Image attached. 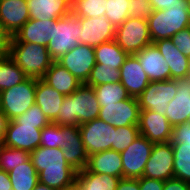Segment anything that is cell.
I'll return each mask as SVG.
<instances>
[{"label": "cell", "instance_id": "277c9868", "mask_svg": "<svg viewBox=\"0 0 190 190\" xmlns=\"http://www.w3.org/2000/svg\"><path fill=\"white\" fill-rule=\"evenodd\" d=\"M147 21L153 43L169 39L178 31L190 26L188 4H175L169 9L154 10Z\"/></svg>", "mask_w": 190, "mask_h": 190}, {"label": "cell", "instance_id": "e575fe53", "mask_svg": "<svg viewBox=\"0 0 190 190\" xmlns=\"http://www.w3.org/2000/svg\"><path fill=\"white\" fill-rule=\"evenodd\" d=\"M29 159L30 152L7 147L0 143V170L10 172L16 166L27 162Z\"/></svg>", "mask_w": 190, "mask_h": 190}, {"label": "cell", "instance_id": "f907efd6", "mask_svg": "<svg viewBox=\"0 0 190 190\" xmlns=\"http://www.w3.org/2000/svg\"><path fill=\"white\" fill-rule=\"evenodd\" d=\"M9 121V118L2 111H0V143L4 138Z\"/></svg>", "mask_w": 190, "mask_h": 190}, {"label": "cell", "instance_id": "5bb4252c", "mask_svg": "<svg viewBox=\"0 0 190 190\" xmlns=\"http://www.w3.org/2000/svg\"><path fill=\"white\" fill-rule=\"evenodd\" d=\"M61 148L68 165L77 172L85 169L88 154L78 126L61 125Z\"/></svg>", "mask_w": 190, "mask_h": 190}, {"label": "cell", "instance_id": "816d5d0a", "mask_svg": "<svg viewBox=\"0 0 190 190\" xmlns=\"http://www.w3.org/2000/svg\"><path fill=\"white\" fill-rule=\"evenodd\" d=\"M33 190H54L51 187H48L47 185L38 183Z\"/></svg>", "mask_w": 190, "mask_h": 190}, {"label": "cell", "instance_id": "e0dca14e", "mask_svg": "<svg viewBox=\"0 0 190 190\" xmlns=\"http://www.w3.org/2000/svg\"><path fill=\"white\" fill-rule=\"evenodd\" d=\"M41 131L36 125H20L15 120H10L1 144L32 152L40 146Z\"/></svg>", "mask_w": 190, "mask_h": 190}, {"label": "cell", "instance_id": "484cf974", "mask_svg": "<svg viewBox=\"0 0 190 190\" xmlns=\"http://www.w3.org/2000/svg\"><path fill=\"white\" fill-rule=\"evenodd\" d=\"M64 98V95L49 86L42 79H37L35 104L40 107L51 123L58 116Z\"/></svg>", "mask_w": 190, "mask_h": 190}, {"label": "cell", "instance_id": "ffe728a7", "mask_svg": "<svg viewBox=\"0 0 190 190\" xmlns=\"http://www.w3.org/2000/svg\"><path fill=\"white\" fill-rule=\"evenodd\" d=\"M29 19L27 0H0V24L12 37Z\"/></svg>", "mask_w": 190, "mask_h": 190}, {"label": "cell", "instance_id": "b9f144b4", "mask_svg": "<svg viewBox=\"0 0 190 190\" xmlns=\"http://www.w3.org/2000/svg\"><path fill=\"white\" fill-rule=\"evenodd\" d=\"M170 39L183 55L190 58V26L178 31Z\"/></svg>", "mask_w": 190, "mask_h": 190}, {"label": "cell", "instance_id": "8992f818", "mask_svg": "<svg viewBox=\"0 0 190 190\" xmlns=\"http://www.w3.org/2000/svg\"><path fill=\"white\" fill-rule=\"evenodd\" d=\"M37 78L28 77L10 89L0 92L1 111L9 118L15 120L35 104Z\"/></svg>", "mask_w": 190, "mask_h": 190}, {"label": "cell", "instance_id": "f1b7e54d", "mask_svg": "<svg viewBox=\"0 0 190 190\" xmlns=\"http://www.w3.org/2000/svg\"><path fill=\"white\" fill-rule=\"evenodd\" d=\"M94 52L96 63L101 64V67H113L116 69H120L129 56L115 40L94 47Z\"/></svg>", "mask_w": 190, "mask_h": 190}, {"label": "cell", "instance_id": "836d02e7", "mask_svg": "<svg viewBox=\"0 0 190 190\" xmlns=\"http://www.w3.org/2000/svg\"><path fill=\"white\" fill-rule=\"evenodd\" d=\"M106 0H71V13L78 17L97 18L104 16Z\"/></svg>", "mask_w": 190, "mask_h": 190}, {"label": "cell", "instance_id": "9c48e42d", "mask_svg": "<svg viewBox=\"0 0 190 190\" xmlns=\"http://www.w3.org/2000/svg\"><path fill=\"white\" fill-rule=\"evenodd\" d=\"M177 87L173 79L151 81L147 88L138 96L140 110H152L165 115L168 104L174 99Z\"/></svg>", "mask_w": 190, "mask_h": 190}, {"label": "cell", "instance_id": "7dc6e473", "mask_svg": "<svg viewBox=\"0 0 190 190\" xmlns=\"http://www.w3.org/2000/svg\"><path fill=\"white\" fill-rule=\"evenodd\" d=\"M163 190H188V182L172 178L164 181Z\"/></svg>", "mask_w": 190, "mask_h": 190}, {"label": "cell", "instance_id": "d4e9b609", "mask_svg": "<svg viewBox=\"0 0 190 190\" xmlns=\"http://www.w3.org/2000/svg\"><path fill=\"white\" fill-rule=\"evenodd\" d=\"M31 19L57 20L71 13V0H27Z\"/></svg>", "mask_w": 190, "mask_h": 190}, {"label": "cell", "instance_id": "6da1fadb", "mask_svg": "<svg viewBox=\"0 0 190 190\" xmlns=\"http://www.w3.org/2000/svg\"><path fill=\"white\" fill-rule=\"evenodd\" d=\"M30 159L38 173L39 183L54 190L75 184L77 171L66 162L62 148L39 146L30 152Z\"/></svg>", "mask_w": 190, "mask_h": 190}, {"label": "cell", "instance_id": "f546056e", "mask_svg": "<svg viewBox=\"0 0 190 190\" xmlns=\"http://www.w3.org/2000/svg\"><path fill=\"white\" fill-rule=\"evenodd\" d=\"M12 190H33L39 183L38 173L31 159L8 172Z\"/></svg>", "mask_w": 190, "mask_h": 190}, {"label": "cell", "instance_id": "d6986e66", "mask_svg": "<svg viewBox=\"0 0 190 190\" xmlns=\"http://www.w3.org/2000/svg\"><path fill=\"white\" fill-rule=\"evenodd\" d=\"M120 82L131 97L138 96L151 82L135 55H129L120 68Z\"/></svg>", "mask_w": 190, "mask_h": 190}, {"label": "cell", "instance_id": "f35d334b", "mask_svg": "<svg viewBox=\"0 0 190 190\" xmlns=\"http://www.w3.org/2000/svg\"><path fill=\"white\" fill-rule=\"evenodd\" d=\"M15 121L20 125H36L38 129H43L51 123L37 104L31 106L25 113L17 117Z\"/></svg>", "mask_w": 190, "mask_h": 190}, {"label": "cell", "instance_id": "30bf717a", "mask_svg": "<svg viewBox=\"0 0 190 190\" xmlns=\"http://www.w3.org/2000/svg\"><path fill=\"white\" fill-rule=\"evenodd\" d=\"M154 143L139 135L123 152H121L123 177L141 178L150 157Z\"/></svg>", "mask_w": 190, "mask_h": 190}, {"label": "cell", "instance_id": "681fc988", "mask_svg": "<svg viewBox=\"0 0 190 190\" xmlns=\"http://www.w3.org/2000/svg\"><path fill=\"white\" fill-rule=\"evenodd\" d=\"M0 190H12L8 172L0 170Z\"/></svg>", "mask_w": 190, "mask_h": 190}, {"label": "cell", "instance_id": "4316f807", "mask_svg": "<svg viewBox=\"0 0 190 190\" xmlns=\"http://www.w3.org/2000/svg\"><path fill=\"white\" fill-rule=\"evenodd\" d=\"M41 79L64 96L71 95L83 84L57 61H53Z\"/></svg>", "mask_w": 190, "mask_h": 190}, {"label": "cell", "instance_id": "d590c367", "mask_svg": "<svg viewBox=\"0 0 190 190\" xmlns=\"http://www.w3.org/2000/svg\"><path fill=\"white\" fill-rule=\"evenodd\" d=\"M129 5L130 0H106L104 16L117 27L130 17Z\"/></svg>", "mask_w": 190, "mask_h": 190}, {"label": "cell", "instance_id": "74e56055", "mask_svg": "<svg viewBox=\"0 0 190 190\" xmlns=\"http://www.w3.org/2000/svg\"><path fill=\"white\" fill-rule=\"evenodd\" d=\"M139 135L140 131L138 126H123L116 128L112 149L119 153L123 152Z\"/></svg>", "mask_w": 190, "mask_h": 190}, {"label": "cell", "instance_id": "603a6c76", "mask_svg": "<svg viewBox=\"0 0 190 190\" xmlns=\"http://www.w3.org/2000/svg\"><path fill=\"white\" fill-rule=\"evenodd\" d=\"M57 20L29 19L21 29L11 38V42H30L47 46L52 39V25Z\"/></svg>", "mask_w": 190, "mask_h": 190}, {"label": "cell", "instance_id": "ee69618b", "mask_svg": "<svg viewBox=\"0 0 190 190\" xmlns=\"http://www.w3.org/2000/svg\"><path fill=\"white\" fill-rule=\"evenodd\" d=\"M139 186L140 190H163L164 181L141 177L139 178Z\"/></svg>", "mask_w": 190, "mask_h": 190}, {"label": "cell", "instance_id": "7a4b0ae2", "mask_svg": "<svg viewBox=\"0 0 190 190\" xmlns=\"http://www.w3.org/2000/svg\"><path fill=\"white\" fill-rule=\"evenodd\" d=\"M100 104L94 88L83 83L71 95L65 96L56 119L57 125L80 126L98 118Z\"/></svg>", "mask_w": 190, "mask_h": 190}, {"label": "cell", "instance_id": "7402d4cb", "mask_svg": "<svg viewBox=\"0 0 190 190\" xmlns=\"http://www.w3.org/2000/svg\"><path fill=\"white\" fill-rule=\"evenodd\" d=\"M154 44L159 49L170 68V79L190 76V58L183 55L170 38L155 41Z\"/></svg>", "mask_w": 190, "mask_h": 190}, {"label": "cell", "instance_id": "9a60e30c", "mask_svg": "<svg viewBox=\"0 0 190 190\" xmlns=\"http://www.w3.org/2000/svg\"><path fill=\"white\" fill-rule=\"evenodd\" d=\"M138 129L140 135L153 143L171 142L173 126L165 115L152 110H140Z\"/></svg>", "mask_w": 190, "mask_h": 190}, {"label": "cell", "instance_id": "4fadbf2b", "mask_svg": "<svg viewBox=\"0 0 190 190\" xmlns=\"http://www.w3.org/2000/svg\"><path fill=\"white\" fill-rule=\"evenodd\" d=\"M140 108L138 99L130 97L115 104L100 107L98 118L116 128L138 126Z\"/></svg>", "mask_w": 190, "mask_h": 190}, {"label": "cell", "instance_id": "ba28073f", "mask_svg": "<svg viewBox=\"0 0 190 190\" xmlns=\"http://www.w3.org/2000/svg\"><path fill=\"white\" fill-rule=\"evenodd\" d=\"M78 127L88 156L112 149L116 127L107 124L100 118L83 123Z\"/></svg>", "mask_w": 190, "mask_h": 190}, {"label": "cell", "instance_id": "db71d44e", "mask_svg": "<svg viewBox=\"0 0 190 190\" xmlns=\"http://www.w3.org/2000/svg\"><path fill=\"white\" fill-rule=\"evenodd\" d=\"M5 56V54L0 50V60Z\"/></svg>", "mask_w": 190, "mask_h": 190}, {"label": "cell", "instance_id": "52a82bcc", "mask_svg": "<svg viewBox=\"0 0 190 190\" xmlns=\"http://www.w3.org/2000/svg\"><path fill=\"white\" fill-rule=\"evenodd\" d=\"M114 40L129 55H134L153 43L149 34L148 21L133 17H129L116 27Z\"/></svg>", "mask_w": 190, "mask_h": 190}, {"label": "cell", "instance_id": "f6af8a7d", "mask_svg": "<svg viewBox=\"0 0 190 190\" xmlns=\"http://www.w3.org/2000/svg\"><path fill=\"white\" fill-rule=\"evenodd\" d=\"M153 10L169 9L175 4H188L187 0H148Z\"/></svg>", "mask_w": 190, "mask_h": 190}, {"label": "cell", "instance_id": "83f0119b", "mask_svg": "<svg viewBox=\"0 0 190 190\" xmlns=\"http://www.w3.org/2000/svg\"><path fill=\"white\" fill-rule=\"evenodd\" d=\"M120 179L117 176L95 174L82 169L76 174L75 185L78 190H116Z\"/></svg>", "mask_w": 190, "mask_h": 190}, {"label": "cell", "instance_id": "5b68a950", "mask_svg": "<svg viewBox=\"0 0 190 190\" xmlns=\"http://www.w3.org/2000/svg\"><path fill=\"white\" fill-rule=\"evenodd\" d=\"M80 26V19L72 13L58 18L52 25V39L46 47L54 61L79 45Z\"/></svg>", "mask_w": 190, "mask_h": 190}, {"label": "cell", "instance_id": "8d00e7d4", "mask_svg": "<svg viewBox=\"0 0 190 190\" xmlns=\"http://www.w3.org/2000/svg\"><path fill=\"white\" fill-rule=\"evenodd\" d=\"M118 81H120V69L101 67V64L96 63L85 84L94 87L100 84H110Z\"/></svg>", "mask_w": 190, "mask_h": 190}, {"label": "cell", "instance_id": "d6a6232c", "mask_svg": "<svg viewBox=\"0 0 190 190\" xmlns=\"http://www.w3.org/2000/svg\"><path fill=\"white\" fill-rule=\"evenodd\" d=\"M174 154V178L190 182V146L171 143Z\"/></svg>", "mask_w": 190, "mask_h": 190}, {"label": "cell", "instance_id": "44dd1931", "mask_svg": "<svg viewBox=\"0 0 190 190\" xmlns=\"http://www.w3.org/2000/svg\"><path fill=\"white\" fill-rule=\"evenodd\" d=\"M150 81L170 80V68L154 43L134 54Z\"/></svg>", "mask_w": 190, "mask_h": 190}, {"label": "cell", "instance_id": "c3c4849f", "mask_svg": "<svg viewBox=\"0 0 190 190\" xmlns=\"http://www.w3.org/2000/svg\"><path fill=\"white\" fill-rule=\"evenodd\" d=\"M12 36L0 24V50L6 55L10 49V42Z\"/></svg>", "mask_w": 190, "mask_h": 190}, {"label": "cell", "instance_id": "1f68e13d", "mask_svg": "<svg viewBox=\"0 0 190 190\" xmlns=\"http://www.w3.org/2000/svg\"><path fill=\"white\" fill-rule=\"evenodd\" d=\"M93 88L100 107H104L105 104H115L131 97L120 81L100 84Z\"/></svg>", "mask_w": 190, "mask_h": 190}, {"label": "cell", "instance_id": "8fae6325", "mask_svg": "<svg viewBox=\"0 0 190 190\" xmlns=\"http://www.w3.org/2000/svg\"><path fill=\"white\" fill-rule=\"evenodd\" d=\"M142 177L162 181L174 178V154L171 142L154 143Z\"/></svg>", "mask_w": 190, "mask_h": 190}, {"label": "cell", "instance_id": "7bdbcfd3", "mask_svg": "<svg viewBox=\"0 0 190 190\" xmlns=\"http://www.w3.org/2000/svg\"><path fill=\"white\" fill-rule=\"evenodd\" d=\"M171 143H183L184 146H190V123L173 127Z\"/></svg>", "mask_w": 190, "mask_h": 190}, {"label": "cell", "instance_id": "ab89813d", "mask_svg": "<svg viewBox=\"0 0 190 190\" xmlns=\"http://www.w3.org/2000/svg\"><path fill=\"white\" fill-rule=\"evenodd\" d=\"M40 146L61 148V125L50 123L41 131Z\"/></svg>", "mask_w": 190, "mask_h": 190}, {"label": "cell", "instance_id": "ac0fdd59", "mask_svg": "<svg viewBox=\"0 0 190 190\" xmlns=\"http://www.w3.org/2000/svg\"><path fill=\"white\" fill-rule=\"evenodd\" d=\"M177 92L174 99L168 104L165 111L169 123L174 127L179 124L187 123L190 113V76L185 78L173 79Z\"/></svg>", "mask_w": 190, "mask_h": 190}, {"label": "cell", "instance_id": "60d3db41", "mask_svg": "<svg viewBox=\"0 0 190 190\" xmlns=\"http://www.w3.org/2000/svg\"><path fill=\"white\" fill-rule=\"evenodd\" d=\"M153 11V7L148 0H130V17L147 20Z\"/></svg>", "mask_w": 190, "mask_h": 190}, {"label": "cell", "instance_id": "cb8c5ba5", "mask_svg": "<svg viewBox=\"0 0 190 190\" xmlns=\"http://www.w3.org/2000/svg\"><path fill=\"white\" fill-rule=\"evenodd\" d=\"M85 170L95 174H106L123 178L121 154L113 149L94 153L88 156Z\"/></svg>", "mask_w": 190, "mask_h": 190}, {"label": "cell", "instance_id": "4dcf8cb0", "mask_svg": "<svg viewBox=\"0 0 190 190\" xmlns=\"http://www.w3.org/2000/svg\"><path fill=\"white\" fill-rule=\"evenodd\" d=\"M27 78L8 54L0 60V92L22 83Z\"/></svg>", "mask_w": 190, "mask_h": 190}, {"label": "cell", "instance_id": "bcb514c9", "mask_svg": "<svg viewBox=\"0 0 190 190\" xmlns=\"http://www.w3.org/2000/svg\"><path fill=\"white\" fill-rule=\"evenodd\" d=\"M116 190H140L139 178H121Z\"/></svg>", "mask_w": 190, "mask_h": 190}, {"label": "cell", "instance_id": "7c38bea8", "mask_svg": "<svg viewBox=\"0 0 190 190\" xmlns=\"http://www.w3.org/2000/svg\"><path fill=\"white\" fill-rule=\"evenodd\" d=\"M56 61L81 83H86L96 65L94 47L79 44Z\"/></svg>", "mask_w": 190, "mask_h": 190}, {"label": "cell", "instance_id": "2e32d148", "mask_svg": "<svg viewBox=\"0 0 190 190\" xmlns=\"http://www.w3.org/2000/svg\"><path fill=\"white\" fill-rule=\"evenodd\" d=\"M81 21L79 44L92 47L115 39L116 27L105 17H78Z\"/></svg>", "mask_w": 190, "mask_h": 190}, {"label": "cell", "instance_id": "6f0895ef", "mask_svg": "<svg viewBox=\"0 0 190 190\" xmlns=\"http://www.w3.org/2000/svg\"><path fill=\"white\" fill-rule=\"evenodd\" d=\"M188 190H190V182H188Z\"/></svg>", "mask_w": 190, "mask_h": 190}, {"label": "cell", "instance_id": "9f6ffc18", "mask_svg": "<svg viewBox=\"0 0 190 190\" xmlns=\"http://www.w3.org/2000/svg\"><path fill=\"white\" fill-rule=\"evenodd\" d=\"M187 123H190V113H189V117H188Z\"/></svg>", "mask_w": 190, "mask_h": 190}, {"label": "cell", "instance_id": "f5cc1de1", "mask_svg": "<svg viewBox=\"0 0 190 190\" xmlns=\"http://www.w3.org/2000/svg\"><path fill=\"white\" fill-rule=\"evenodd\" d=\"M62 190H78V188H77L76 185L74 184L73 186L68 187V188H65V189H62Z\"/></svg>", "mask_w": 190, "mask_h": 190}, {"label": "cell", "instance_id": "11a10c76", "mask_svg": "<svg viewBox=\"0 0 190 190\" xmlns=\"http://www.w3.org/2000/svg\"><path fill=\"white\" fill-rule=\"evenodd\" d=\"M188 1V11H189V14H190V0H187Z\"/></svg>", "mask_w": 190, "mask_h": 190}, {"label": "cell", "instance_id": "3957f363", "mask_svg": "<svg viewBox=\"0 0 190 190\" xmlns=\"http://www.w3.org/2000/svg\"><path fill=\"white\" fill-rule=\"evenodd\" d=\"M8 55L28 76L41 79L51 67V58L46 46L30 42H10Z\"/></svg>", "mask_w": 190, "mask_h": 190}]
</instances>
